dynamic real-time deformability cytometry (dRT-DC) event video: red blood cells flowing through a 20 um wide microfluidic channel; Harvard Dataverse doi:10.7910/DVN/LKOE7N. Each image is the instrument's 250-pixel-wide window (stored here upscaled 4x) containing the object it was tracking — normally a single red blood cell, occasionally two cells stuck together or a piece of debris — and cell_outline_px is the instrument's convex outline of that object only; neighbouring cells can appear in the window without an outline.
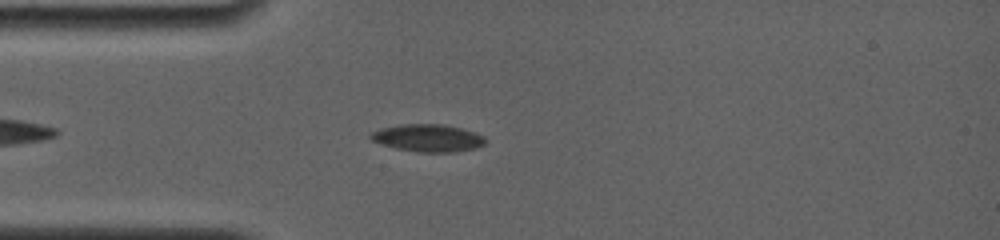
{"species": "common noctule bat (a hibernating species)", "species_latin": "Nyctalus noctula", "temperature_condition": "room temperature", "stored_images_in_passage": 21, "camera_frame_rate_fps": 4000, "um_per_image_px": 0.085, "animal": {"sex": "female", "body_mass_g": 19.0, "forearm_length_mm": 56.7}, "frame": {"image": 1, "passage_image": 4, "time_ms": 1.5, "image_size_px": [1000, 240], "cell_outline_px": [[488, 140], [484, 144], [476, 148], [456, 152], [416, 152], [396, 148], [380, 144], [372, 140], [368, 136], [372, 132], [380, 128], [400, 124], [444, 124], [460, 128], [484, 136]], "centroid_in_image_um": [36.36, 11.73], "position_along_channel_um": 48.6, "area_um2": 18.44}}
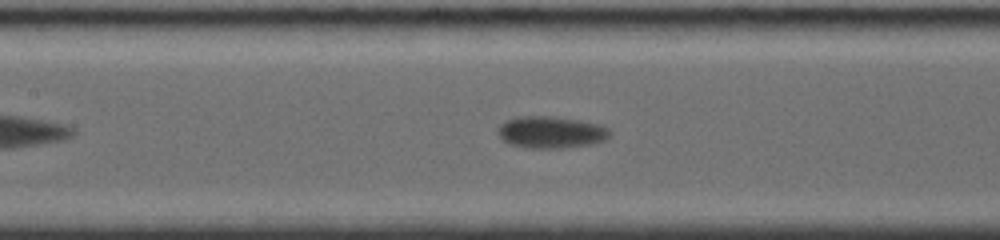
{"frame": {"image": 2, "passage_image": 9, "time_ms": 4.75, "image_size_px": [1000, 240], "cell_outline_px": [[612, 132], [604, 140], [592, 144], [560, 148], [528, 148], [508, 144], [500, 136], [500, 124], [508, 120], [520, 116], [548, 116], [576, 120], [596, 124], [608, 128]], "centroid_in_image_um": [46.84, 11.25], "position_along_channel_um": 160.6, "area_um2": 20.4}}
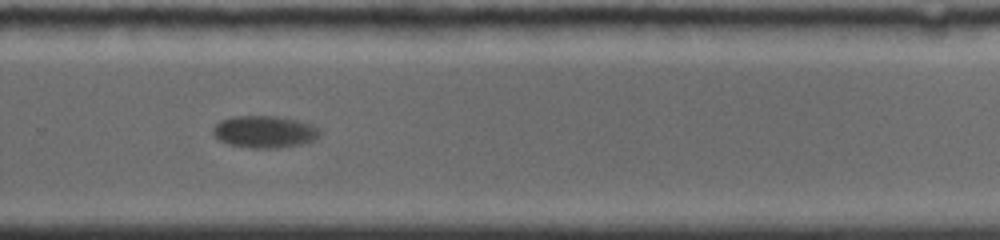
{"frame": {"image": 3, "passage_image": 19, "time_ms": 8.75, "image_size_px": [1000, 240], "cell_outline_px": [[320, 132], [312, 140], [304, 144], [276, 148], [252, 148], [228, 144], [220, 140], [212, 132], [212, 128], [220, 120], [232, 116], [276, 116], [296, 120], [312, 124], [320, 128]], "centroid_in_image_um": [22.47, 11.19], "position_along_channel_um": 307.3, "area_um2": 19.94}}